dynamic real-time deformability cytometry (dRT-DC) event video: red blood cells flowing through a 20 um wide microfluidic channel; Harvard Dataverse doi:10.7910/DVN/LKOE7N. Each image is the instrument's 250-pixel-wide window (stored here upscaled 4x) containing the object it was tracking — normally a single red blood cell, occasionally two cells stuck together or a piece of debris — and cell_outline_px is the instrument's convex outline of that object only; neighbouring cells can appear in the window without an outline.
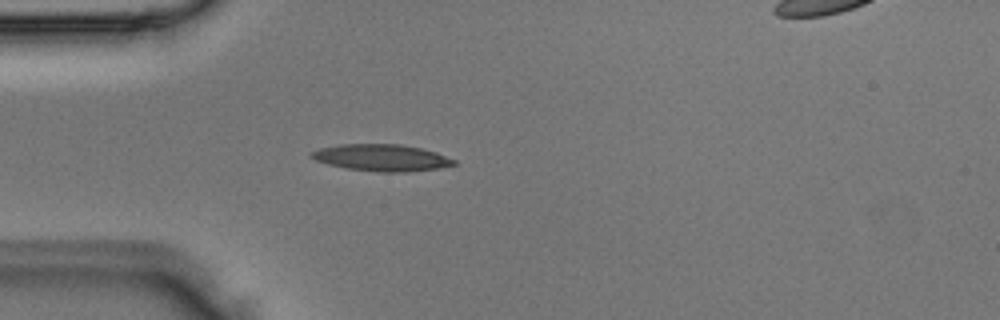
{"species": "Egyptian fruit bat (a non-hibernating species)", "species_latin": "Rousettus aegyptiacus", "temperature_condition": "room temperature", "stored_images_in_passage": 2, "camera_frame_rate_fps": 3000, "um_per_image_px": 0.085, "animal": {"sex": "male"}, "frame": {"image": 1, "passage_image": 2, "time_ms": 0.333, "image_size_px": [1000, 320], "cell_outline_px": [[456, 164], [440, 168], [404, 172], [376, 172], [348, 168], [328, 164], [316, 160], [312, 156], [312, 152], [320, 148], [340, 144], [400, 144], [420, 148], [436, 152], [456, 160]], "centroid_in_image_um": [32.48, 13.4], "position_along_channel_um": 52.5, "area_um2": 22.02}}